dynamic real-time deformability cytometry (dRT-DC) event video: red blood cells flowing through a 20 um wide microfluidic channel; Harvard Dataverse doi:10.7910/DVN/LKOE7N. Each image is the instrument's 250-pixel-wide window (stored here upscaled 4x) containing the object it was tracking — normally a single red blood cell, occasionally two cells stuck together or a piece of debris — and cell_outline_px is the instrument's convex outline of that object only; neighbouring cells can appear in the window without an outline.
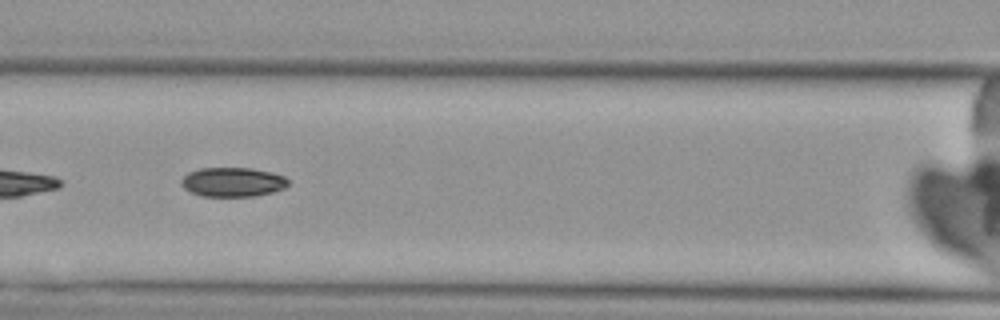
{"species": "Egyptian fruit bat (a non-hibernating species)", "species_latin": "Rousettus aegyptiacus", "temperature_condition": "cold", "stored_images_in_passage": 8, "camera_frame_rate_fps": 3000, "um_per_image_px": 0.085, "animal": {"sex": "female"}, "frame": {"image": 1, "passage_image": 7, "time_ms": 7.0, "image_size_px": [1000, 320], "cell_outline_px": [[288, 184], [284, 188], [272, 192], [256, 196], [200, 196], [184, 188], [180, 184], [180, 180], [188, 172], [200, 168], [252, 168], [272, 172], [284, 176], [288, 180]], "centroid_in_image_um": [19.77, 15.47], "position_along_channel_um": 146.8, "area_um2": 18.32}}
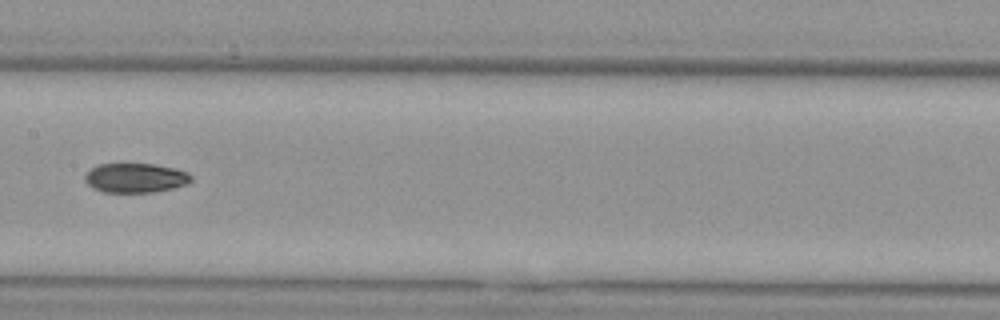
{"frame": {"image": 2, "passage_image": 8, "time_ms": 8.333, "image_size_px": [1000, 320], "cell_outline_px": [[192, 180], [188, 184], [172, 188], [152, 192], [104, 192], [92, 188], [84, 180], [84, 176], [92, 168], [100, 164], [156, 164], [176, 168], [188, 172], [192, 176]], "centroid_in_image_um": [11.54, 15.12], "position_along_channel_um": 195.9, "area_um2": 18.26}}